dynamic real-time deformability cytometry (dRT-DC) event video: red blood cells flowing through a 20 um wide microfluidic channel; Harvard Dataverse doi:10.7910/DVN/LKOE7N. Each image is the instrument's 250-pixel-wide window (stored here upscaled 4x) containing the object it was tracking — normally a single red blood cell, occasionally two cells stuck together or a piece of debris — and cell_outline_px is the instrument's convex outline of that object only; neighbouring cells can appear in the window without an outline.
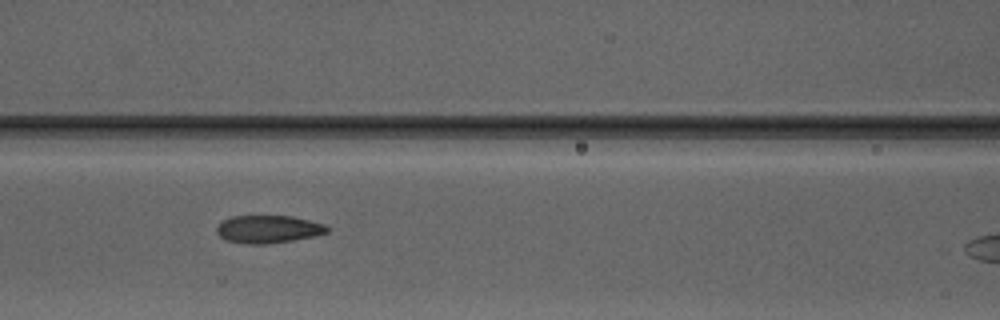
{"species": "Egyptian fruit bat (a non-hibernating species)", "species_latin": "Rousettus aegyptiacus", "temperature_condition": "warm", "stored_images_in_passage": 7, "camera_frame_rate_fps": 3000, "um_per_image_px": 0.085, "animal": {"sex": "male"}, "frame": {"image": 1, "passage_image": 7, "time_ms": 7.333, "image_size_px": [1000, 320], "cell_outline_px": [[328, 232], [316, 236], [292, 240], [264, 244], [248, 244], [228, 240], [220, 236], [216, 232], [216, 228], [224, 220], [232, 216], [292, 216], [324, 224], [328, 228]], "centroid_in_image_um": [22.81, 19.48], "position_along_channel_um": 143.8, "area_um2": 17.63}}